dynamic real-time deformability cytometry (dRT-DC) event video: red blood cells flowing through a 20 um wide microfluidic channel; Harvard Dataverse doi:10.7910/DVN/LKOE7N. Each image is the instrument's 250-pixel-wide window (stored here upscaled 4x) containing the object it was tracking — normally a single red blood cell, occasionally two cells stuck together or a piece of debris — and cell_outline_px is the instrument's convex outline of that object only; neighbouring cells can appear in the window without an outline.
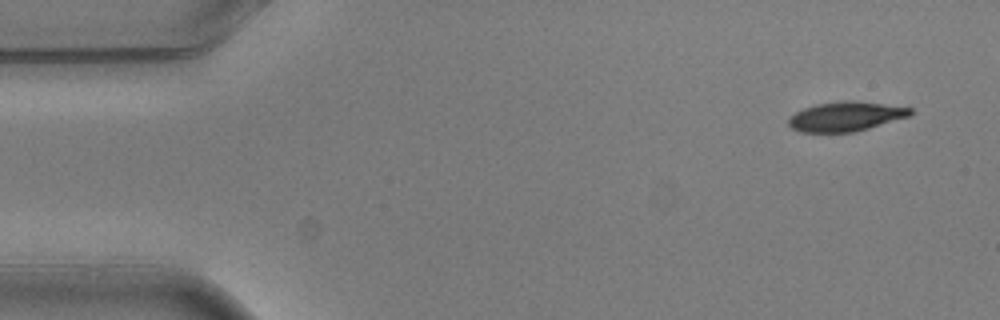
{"species": "common noctule bat (a hibernating species)", "species_latin": "Nyctalus noctula", "temperature_condition": "warm", "stored_images_in_passage": 5, "camera_frame_rate_fps": 3000, "um_per_image_px": 0.085, "animal": {"sex": "male", "body_mass_g": 20.5, "forearm_length_mm": 52.5}, "frame": {"image": 1, "passage_image": 1, "time_ms": 0.0, "image_size_px": [1000, 320], "cell_outline_px": [[912, 112], [908, 116], [868, 128], [852, 132], [800, 132], [792, 128], [788, 124], [788, 120], [796, 112], [804, 108], [816, 104], [844, 100], [852, 100], [912, 108]], "centroid_in_image_um": [71.85, 9.89], "position_along_channel_um": 13.2, "area_um2": 20.58}}
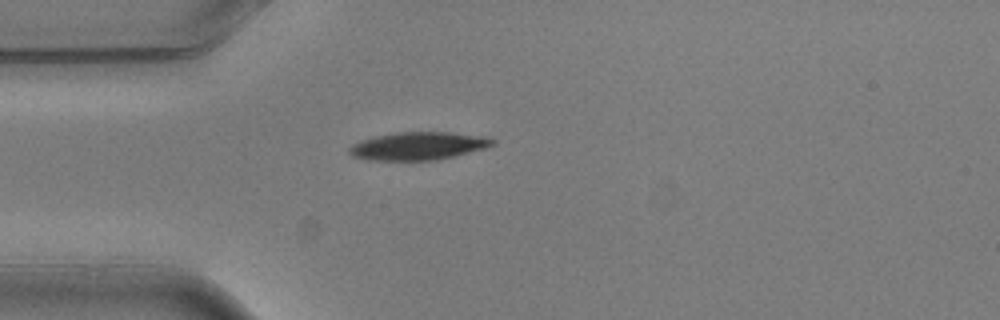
{"frame": {"image": 2, "passage_image": 4, "time_ms": 1.0, "image_size_px": [1000, 320], "cell_outline_px": [[496, 144], [484, 148], [456, 156], [436, 160], [368, 160], [352, 156], [348, 152], [348, 148], [352, 144], [360, 140], [376, 136], [396, 132], [448, 132], [488, 136], [496, 140]], "centroid_in_image_um": [35.57, 12.4], "position_along_channel_um": 49.4, "area_um2": 23.52}}